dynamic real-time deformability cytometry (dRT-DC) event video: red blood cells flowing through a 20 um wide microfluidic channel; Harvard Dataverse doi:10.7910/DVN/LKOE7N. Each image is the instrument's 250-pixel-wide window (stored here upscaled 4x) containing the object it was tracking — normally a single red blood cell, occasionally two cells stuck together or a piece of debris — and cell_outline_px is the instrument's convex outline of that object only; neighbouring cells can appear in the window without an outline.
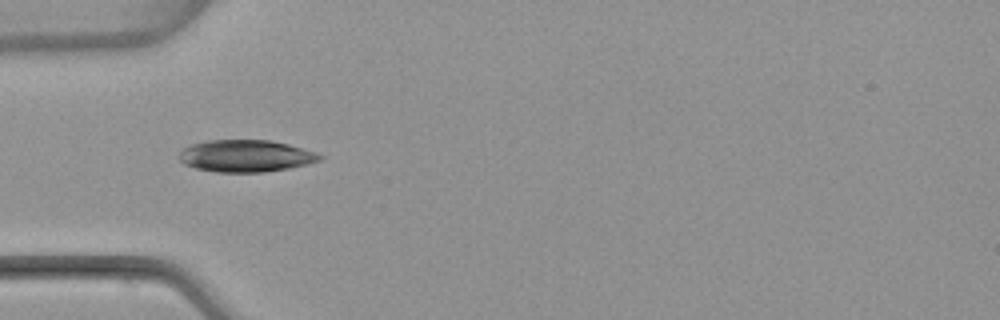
{"species": "common noctule bat (a hibernating species)", "species_latin": "Nyctalus noctula", "temperature_condition": "warm", "stored_images_in_passage": 6, "camera_frame_rate_fps": 3000, "um_per_image_px": 0.085, "animal": {"sex": "female", "body_mass_g": 22.7, "forearm_length_mm": 54.2}, "frame": {"image": 1, "passage_image": 5, "time_ms": 4.667, "image_size_px": [1000, 320], "cell_outline_px": [[324, 156], [320, 160], [308, 164], [288, 168], [264, 172], [216, 172], [196, 168], [184, 164], [180, 160], [180, 152], [184, 148], [192, 144], [208, 140], [272, 140], [288, 144], [316, 152]], "centroid_in_image_um": [20.91, 13.25], "position_along_channel_um": 64.1, "area_um2": 26.18}}
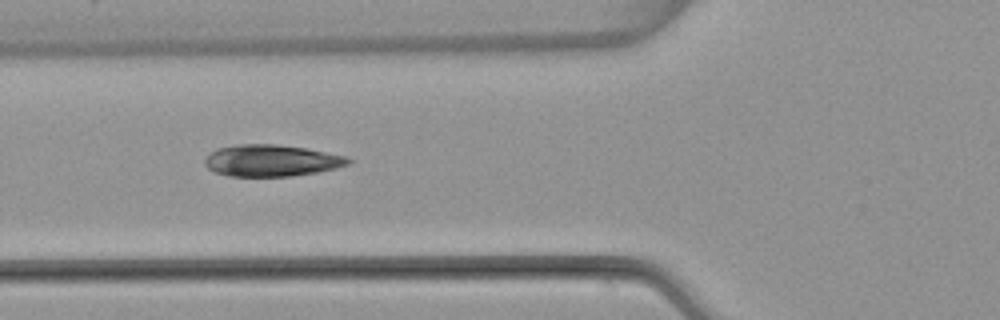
{"frame": {"image": 2, "passage_image": 6, "time_ms": 5.667, "image_size_px": [1000, 320], "cell_outline_px": [[352, 160], [348, 164], [336, 168], [320, 172], [292, 176], [228, 176], [216, 172], [208, 168], [204, 164], [204, 160], [216, 148], [240, 144], [276, 144], [308, 148], [348, 156]], "centroid_in_image_um": [23.11, 13.64], "position_along_channel_um": 102.7, "area_um2": 26.65}}